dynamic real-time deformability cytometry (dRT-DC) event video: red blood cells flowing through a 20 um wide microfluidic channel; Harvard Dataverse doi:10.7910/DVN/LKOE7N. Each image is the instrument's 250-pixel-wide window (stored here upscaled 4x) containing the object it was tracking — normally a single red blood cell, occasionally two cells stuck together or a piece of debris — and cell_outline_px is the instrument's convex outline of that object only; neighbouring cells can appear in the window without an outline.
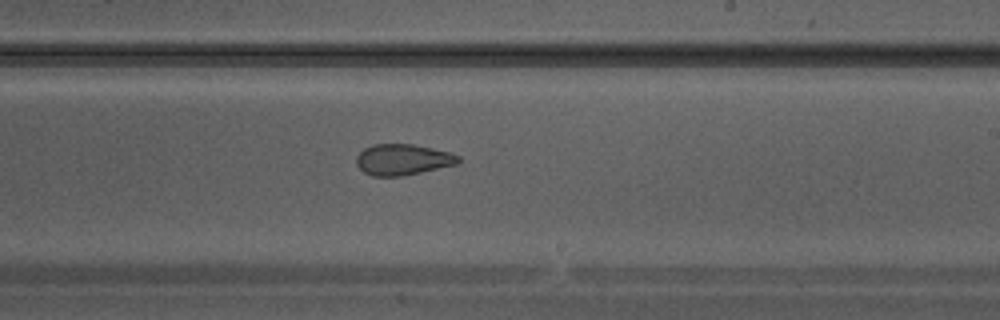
{"species": "Egyptian fruit bat (a non-hibernating species)", "species_latin": "Rousettus aegyptiacus", "temperature_condition": "warm", "stored_images_in_passage": 26, "camera_frame_rate_fps": 3000, "um_per_image_px": 0.085, "animal": {"sex": "male"}, "frame": {"image": 1, "passage_image": 12, "time_ms": 3.667, "image_size_px": [1000, 320], "cell_outline_px": [[460, 160], [456, 164], [404, 176], [372, 176], [364, 172], [356, 164], [356, 156], [364, 148], [372, 144], [412, 144], [432, 148], [448, 152], [460, 156]], "centroid_in_image_um": [34.2, 13.56], "position_along_channel_um": 254.8, "area_um2": 18.38}}